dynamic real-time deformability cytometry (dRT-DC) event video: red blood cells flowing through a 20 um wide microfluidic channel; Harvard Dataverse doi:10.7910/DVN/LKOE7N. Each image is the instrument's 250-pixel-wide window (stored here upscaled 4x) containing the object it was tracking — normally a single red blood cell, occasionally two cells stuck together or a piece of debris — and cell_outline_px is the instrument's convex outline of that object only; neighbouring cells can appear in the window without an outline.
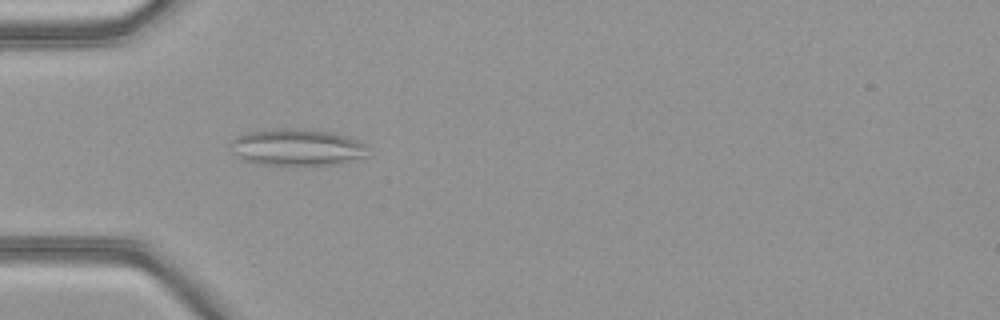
{"species": "common noctule bat (a hibernating species)", "species_latin": "Nyctalus noctula", "temperature_condition": "warm", "stored_images_in_passage": 49, "camera_frame_rate_fps": 3000, "um_per_image_px": 0.085, "animal": {"sex": "female", "body_mass_g": 21.9}, "frame": {"image": 1, "passage_image": 15, "time_ms": 4.667, "image_size_px": [1000, 320], "cell_outline_px": [[368, 156], [340, 164], [260, 164], [244, 160], [232, 152], [232, 140], [236, 136], [248, 132], [272, 128], [296, 128], [332, 132], [348, 136], [368, 144]], "centroid_in_image_um": [25.3, 12.5], "position_along_channel_um": 59.7, "area_um2": 29.54}}
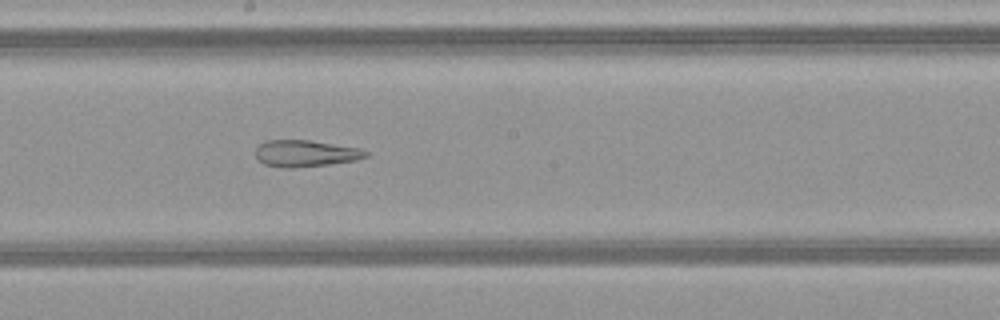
{"frame": {"image": 2, "passage_image": 27, "time_ms": 8.667, "image_size_px": [1000, 320], "cell_outline_px": [[368, 156], [356, 160], [328, 164], [296, 168], [288, 168], [264, 164], [256, 156], [256, 148], [264, 140], [308, 140], [360, 148], [368, 152]], "centroid_in_image_um": [25.97, 13.04], "position_along_channel_um": 222.2, "area_um2": 16.99}}
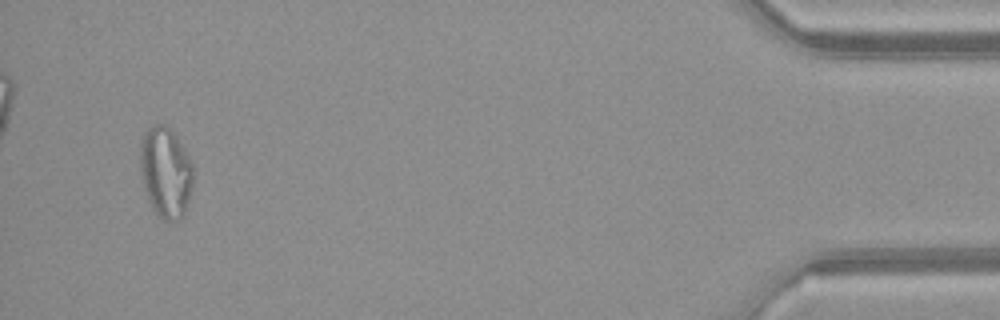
{"frame": {"image": 3, "passage_image": 47, "time_ms": 15.333, "image_size_px": [1000, 320], "cell_outline_px": [[192, 188], [184, 216], [180, 220], [172, 224], [164, 220], [152, 208], [148, 200], [144, 188], [140, 172], [140, 144], [144, 132], [152, 124], [164, 124], [176, 136], [188, 156], [192, 164]], "centroid_in_image_um": [14.07, 14.68], "position_along_channel_um": 421.1, "area_um2": 28.21}, "authors_computed_cell_mechanics": {"area_um2": 24.9118, "velocity_mm_per_s": 4.1444, "shape_relaxation_time_tau1_ms": null, "shape_relaxation_time_tau2_ms": 3.893, "deformation_change_tau1": null, "deformation_change_tau2": 0.1556}}